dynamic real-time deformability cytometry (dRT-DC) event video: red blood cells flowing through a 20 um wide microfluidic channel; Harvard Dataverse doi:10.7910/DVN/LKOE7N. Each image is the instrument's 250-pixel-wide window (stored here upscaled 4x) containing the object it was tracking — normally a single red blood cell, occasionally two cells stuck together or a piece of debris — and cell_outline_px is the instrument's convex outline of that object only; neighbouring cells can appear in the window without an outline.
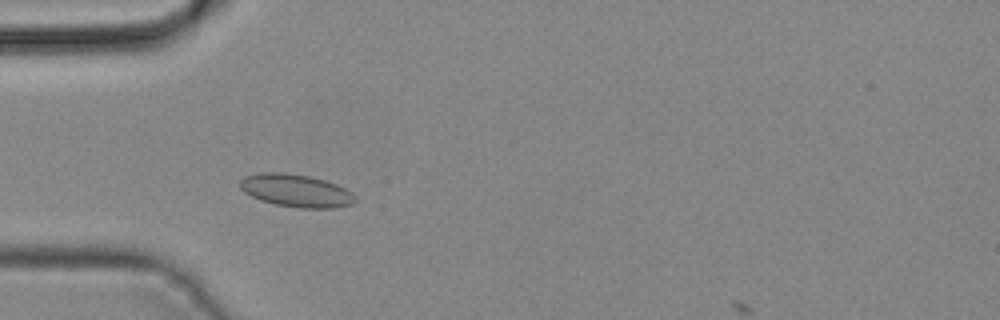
{"species": "common noctule bat (a hibernating species)", "species_latin": "Nyctalus noctula", "temperature_condition": "cold", "stored_images_in_passage": 35, "camera_frame_rate_fps": 3000, "um_per_image_px": 0.085, "animal": {"sex": "male", "body_mass_g": 19.2, "forearm_length_mm": 51.8}, "frame": {"image": 1, "passage_image": 10, "time_ms": 3.0, "image_size_px": [1000, 320], "cell_outline_px": [[356, 200], [352, 204], [336, 208], [296, 208], [276, 204], [260, 200], [244, 192], [240, 188], [240, 180], [244, 176], [260, 172], [284, 172], [308, 176], [324, 180], [336, 184], [352, 192], [356, 196]], "centroid_in_image_um": [25.16, 16.2], "position_along_channel_um": 59.8, "area_um2": 22.08}}
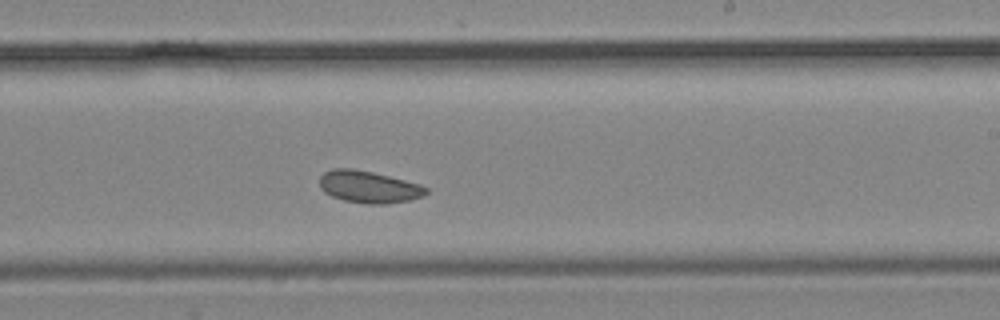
{"frame": {"image": 2, "passage_image": 23, "time_ms": 7.333, "image_size_px": [1000, 320], "cell_outline_px": [[428, 192], [424, 196], [408, 200], [384, 204], [368, 204], [344, 200], [332, 196], [324, 192], [320, 188], [320, 176], [324, 172], [332, 168], [352, 168], [372, 172], [420, 184], [428, 188]], "centroid_in_image_um": [31.33, 15.88], "position_along_channel_um": 257.7, "area_um2": 19.83}}
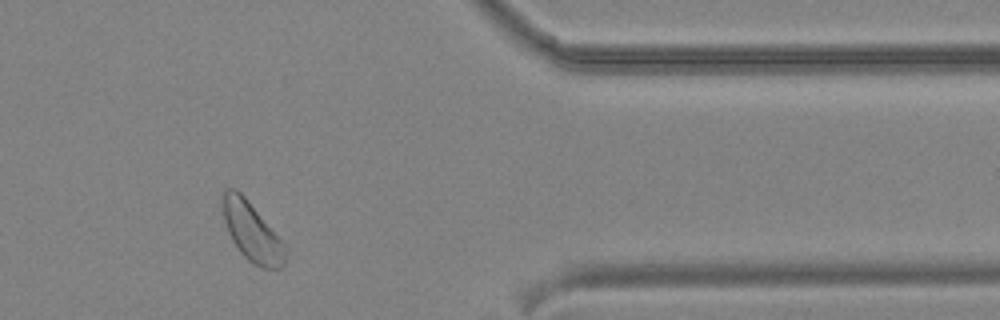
{"frame": {"image": 3, "passage_image": 33, "time_ms": 10.667, "image_size_px": [1000, 320], "cell_outline_px": [[284, 264], [280, 268], [260, 268], [248, 260], [240, 252], [232, 240], [228, 232], [224, 220], [220, 200], [224, 192], [228, 188], [236, 188], [244, 196], [284, 244]], "centroid_in_image_um": [21.34, 19.68], "position_along_channel_um": 390.1, "area_um2": 21.04}}